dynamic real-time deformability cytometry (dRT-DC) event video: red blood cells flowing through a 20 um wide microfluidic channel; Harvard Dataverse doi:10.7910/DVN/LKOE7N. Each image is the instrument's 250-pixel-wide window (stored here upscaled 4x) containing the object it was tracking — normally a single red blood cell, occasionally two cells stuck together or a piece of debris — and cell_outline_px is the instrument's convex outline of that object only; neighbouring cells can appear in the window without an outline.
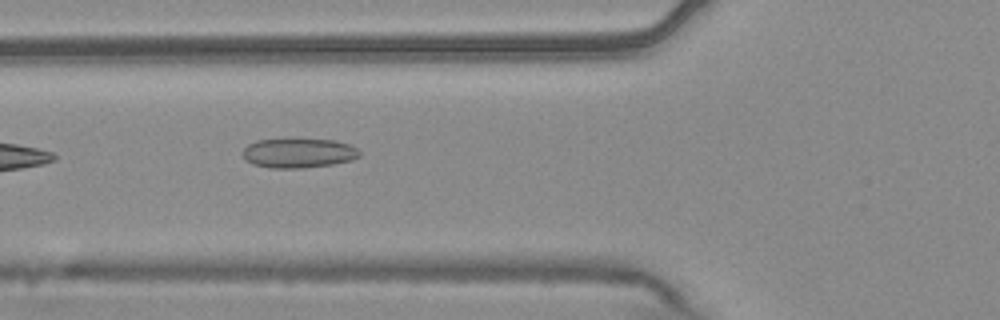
{"species": "common noctule bat (a hibernating species)", "species_latin": "Nyctalus noctula", "temperature_condition": "warm", "stored_images_in_passage": 6, "camera_frame_rate_fps": 3000, "um_per_image_px": 0.085, "animal": {"sex": "male", "body_mass_g": 20.4}, "frame": {"image": 1, "passage_image": 5, "time_ms": 1.333, "image_size_px": [1000, 320], "cell_outline_px": [[360, 156], [352, 160], [332, 164], [304, 168], [272, 168], [252, 164], [244, 160], [244, 148], [248, 144], [256, 140], [336, 140], [348, 144], [356, 148], [360, 152]], "centroid_in_image_um": [25.37, 13.02], "position_along_channel_um": 100.4, "area_um2": 19.88}}
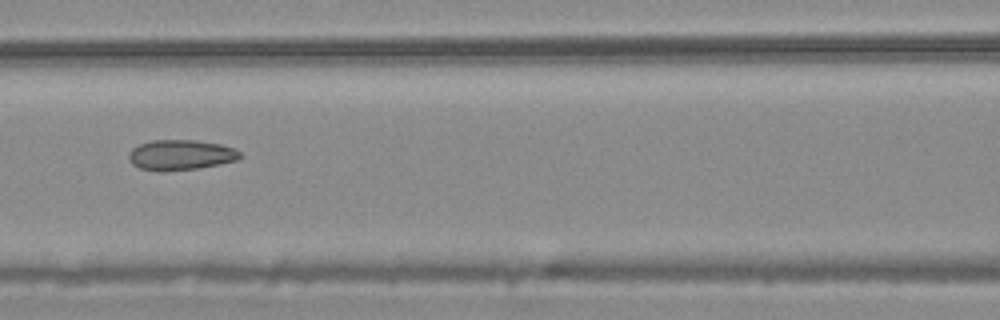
{"frame": {"image": 2, "passage_image": 6, "time_ms": 1.667, "image_size_px": [1000, 320], "cell_outline_px": [[244, 156], [236, 160], [220, 164], [196, 168], [164, 172], [156, 172], [140, 168], [132, 164], [128, 160], [128, 152], [132, 148], [140, 144], [152, 140], [196, 140], [220, 144], [232, 148], [240, 152]], "centroid_in_image_um": [15.32, 13.18], "position_along_channel_um": 151.3, "area_um2": 19.83}}